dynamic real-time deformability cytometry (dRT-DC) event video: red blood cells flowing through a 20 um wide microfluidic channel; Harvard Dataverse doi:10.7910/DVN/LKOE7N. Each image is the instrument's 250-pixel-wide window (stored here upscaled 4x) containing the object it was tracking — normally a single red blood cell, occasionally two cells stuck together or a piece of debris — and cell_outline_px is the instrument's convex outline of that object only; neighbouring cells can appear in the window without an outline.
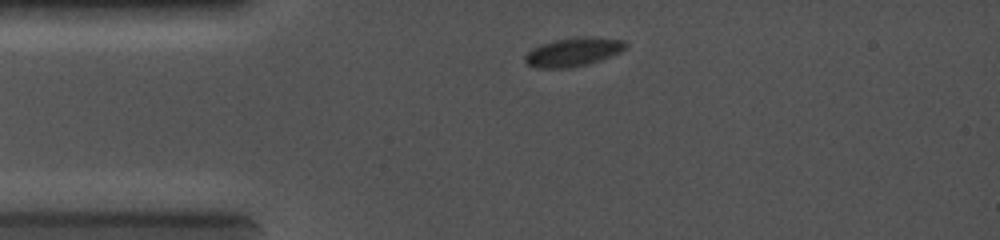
{"species": "common noctule bat (a hibernating species)", "species_latin": "Nyctalus noctula", "temperature_condition": "cold", "stored_images_in_passage": 2, "camera_frame_rate_fps": 5000, "um_per_image_px": 0.085, "animal": {"sex": "female", "body_mass_g": 19.0, "forearm_length_mm": 56.7}, "frame": {"image": 1, "passage_image": 1, "time_ms": 0.0, "image_size_px": [1000, 240], "cell_outline_px": [[628, 48], [620, 52], [600, 60], [588, 64], [568, 68], [540, 68], [528, 64], [524, 60], [524, 56], [532, 48], [540, 44], [552, 40], [580, 36], [592, 36], [624, 40], [628, 44]], "centroid_in_image_um": [48.75, 4.4], "position_along_channel_um": 36.2, "area_um2": 17.05}}